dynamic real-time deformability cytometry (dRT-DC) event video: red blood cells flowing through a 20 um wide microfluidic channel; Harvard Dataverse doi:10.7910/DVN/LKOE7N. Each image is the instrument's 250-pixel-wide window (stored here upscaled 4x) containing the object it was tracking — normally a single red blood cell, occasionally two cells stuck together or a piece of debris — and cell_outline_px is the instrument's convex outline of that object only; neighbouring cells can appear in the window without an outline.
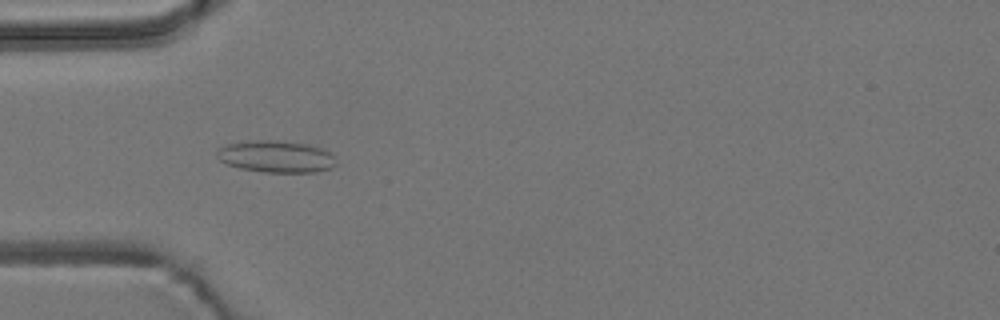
{"species": "common noctule bat (a hibernating species)", "species_latin": "Nyctalus noctula", "temperature_condition": "room temperature", "stored_images_in_passage": 3, "camera_frame_rate_fps": 3000, "um_per_image_px": 0.085, "animal": {"sex": "male", "body_mass_g": 19.2, "forearm_length_mm": 51.8}, "frame": {"image": 1, "passage_image": 2, "time_ms": 0.333, "image_size_px": [1000, 320], "cell_outline_px": [[336, 164], [332, 168], [316, 172], [264, 172], [240, 168], [228, 164], [220, 160], [216, 156], [216, 152], [220, 148], [228, 144], [248, 140], [276, 140], [308, 144], [320, 148], [328, 152], [332, 156]], "centroid_in_image_um": [23.45, 13.3], "position_along_channel_um": 61.6, "area_um2": 22.02}}